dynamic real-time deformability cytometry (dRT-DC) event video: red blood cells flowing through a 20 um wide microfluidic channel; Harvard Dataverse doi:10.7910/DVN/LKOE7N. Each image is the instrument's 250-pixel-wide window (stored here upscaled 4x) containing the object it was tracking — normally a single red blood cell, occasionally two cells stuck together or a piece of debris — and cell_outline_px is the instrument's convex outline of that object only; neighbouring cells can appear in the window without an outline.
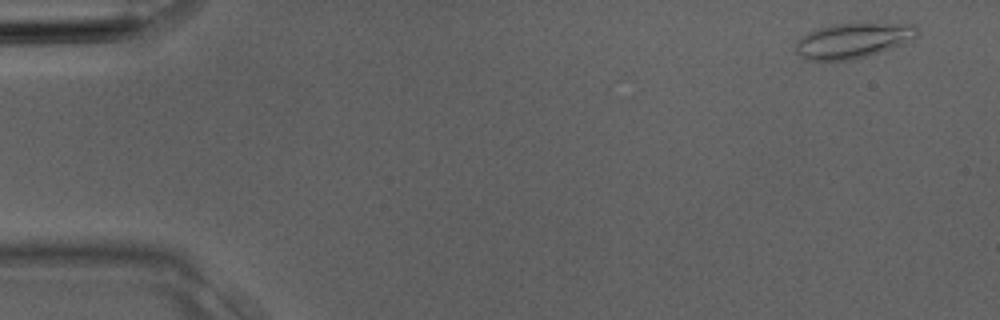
{"species": "Egyptian fruit bat (a non-hibernating species)", "species_latin": "Rousettus aegyptiacus", "temperature_condition": "room temperature", "stored_images_in_passage": 3, "camera_frame_rate_fps": 3000, "um_per_image_px": 0.085, "animal": {"sex": "male"}, "frame": {"image": 1, "passage_image": 1, "time_ms": 0.0, "image_size_px": [1000, 320], "cell_outline_px": [[916, 36], [904, 44], [856, 60], [804, 60], [796, 52], [796, 40], [800, 36], [820, 28], [832, 24], [912, 24], [916, 28]], "centroid_in_image_um": [72.45, 3.47], "position_along_channel_um": 12.5, "area_um2": 24.68}}